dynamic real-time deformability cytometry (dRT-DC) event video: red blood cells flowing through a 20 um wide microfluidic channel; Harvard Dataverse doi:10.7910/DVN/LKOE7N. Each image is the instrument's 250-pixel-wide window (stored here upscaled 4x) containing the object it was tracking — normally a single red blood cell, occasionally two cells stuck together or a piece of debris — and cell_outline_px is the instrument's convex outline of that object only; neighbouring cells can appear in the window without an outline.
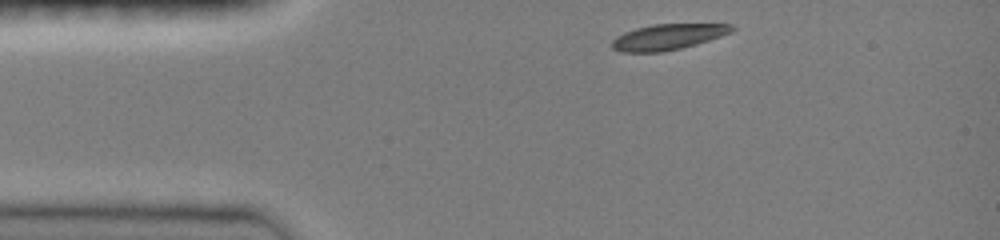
{"species": "common noctule bat (a hibernating species)", "species_latin": "Nyctalus noctula", "temperature_condition": "room temperature", "stored_images_in_passage": 35, "camera_frame_rate_fps": 3000, "um_per_image_px": 0.085, "animal": {"sex": "female", "body_mass_g": 19.0, "forearm_length_mm": 51.5}, "frame": {"image": 1, "passage_image": 1, "time_ms": 0.0, "image_size_px": [1000, 240], "cell_outline_px": [[736, 28], [732, 32], [696, 44], [664, 52], [620, 52], [612, 48], [612, 40], [616, 36], [624, 32], [636, 28], [652, 24], [732, 24]], "centroid_in_image_um": [56.75, 3.13], "position_along_channel_um": 28.2, "area_um2": 17.98}}
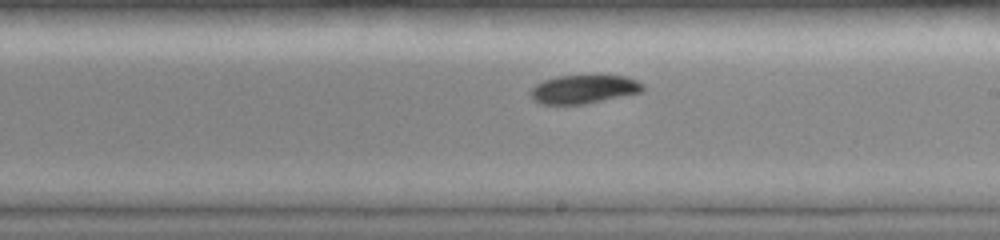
{"frame": {"image": 2, "passage_image": 20, "time_ms": 6.333, "image_size_px": [1000, 240], "cell_outline_px": [[644, 88], [640, 92], [584, 104], [544, 104], [532, 100], [528, 96], [528, 92], [536, 84], [544, 80], [556, 76], [624, 76], [636, 80], [644, 84]], "centroid_in_image_um": [49.55, 7.59], "position_along_channel_um": 239.4, "area_um2": 18.55}}
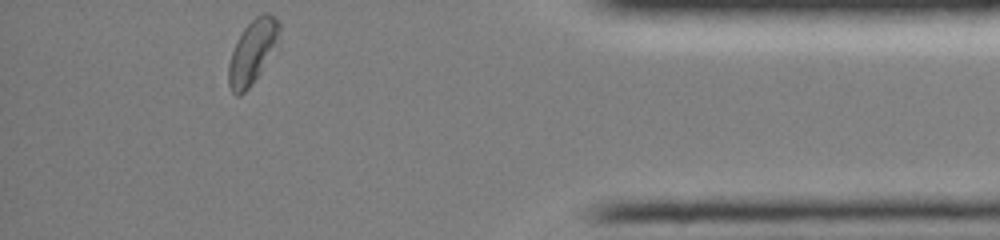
{"frame": {"image": 3, "passage_image": 35, "time_ms": 11.333, "image_size_px": [1000, 240], "cell_outline_px": [[280, 48], [252, 84], [240, 96], [236, 96], [232, 92], [228, 84], [228, 64], [232, 52], [244, 28], [260, 12], [268, 12], [280, 24]], "centroid_in_image_um": [21.53, 4.42], "position_along_channel_um": 413.7, "area_um2": 19.48}, "authors_computed_cell_mechanics": {"area_um2": 19.363, "velocity_mm_per_s": 4.0366, "shape_relaxation_time_tau1_ms": 3.2199, "shape_relaxation_time_tau2_ms": null, "deformation_change_tau1": 0.1257, "deformation_change_tau2": null}}